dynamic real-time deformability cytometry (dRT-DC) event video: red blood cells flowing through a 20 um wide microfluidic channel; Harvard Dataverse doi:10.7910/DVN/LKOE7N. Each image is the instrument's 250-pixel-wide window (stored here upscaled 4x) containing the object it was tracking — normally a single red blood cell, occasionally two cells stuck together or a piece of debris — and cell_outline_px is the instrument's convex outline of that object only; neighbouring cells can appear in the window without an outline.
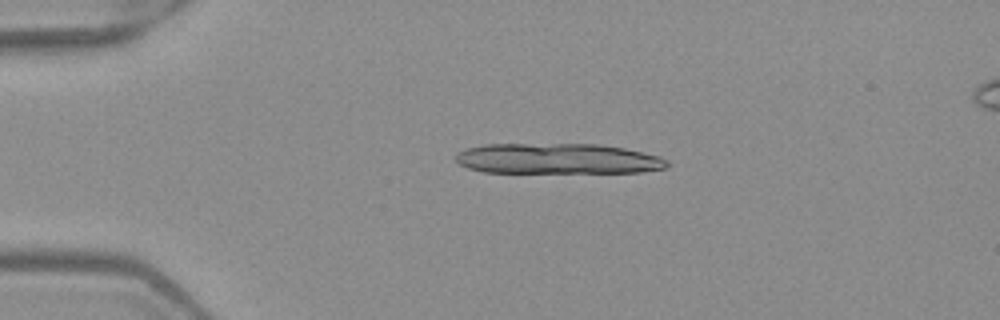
{"species": "Egyptian fruit bat (a non-hibernating species)", "species_latin": "Rousettus aegyptiacus", "temperature_condition": "warm", "stored_images_in_passage": 5, "camera_frame_rate_fps": 3000, "um_per_image_px": 0.085, "frame": {"image": 1, "passage_image": 3, "time_ms": 0.667, "image_size_px": [1000, 320], "cell_outline_px": [[668, 164], [664, 168], [640, 172], [484, 172], [468, 168], [460, 164], [456, 160], [456, 152], [464, 148], [484, 144], [600, 144], [624, 148], [644, 152], [660, 156], [668, 160]], "centroid_in_image_um": [47.38, 13.48], "position_along_channel_um": 37.6, "area_um2": 37.69}}